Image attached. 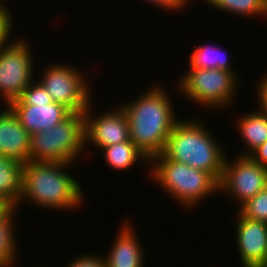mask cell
I'll list each match as a JSON object with an SVG mask.
<instances>
[{
    "instance_id": "obj_3",
    "label": "cell",
    "mask_w": 267,
    "mask_h": 267,
    "mask_svg": "<svg viewBox=\"0 0 267 267\" xmlns=\"http://www.w3.org/2000/svg\"><path fill=\"white\" fill-rule=\"evenodd\" d=\"M190 119L181 118L176 122L163 154L171 160L205 171L220 182L227 156L226 150L213 131L202 122L204 119Z\"/></svg>"
},
{
    "instance_id": "obj_13",
    "label": "cell",
    "mask_w": 267,
    "mask_h": 267,
    "mask_svg": "<svg viewBox=\"0 0 267 267\" xmlns=\"http://www.w3.org/2000/svg\"><path fill=\"white\" fill-rule=\"evenodd\" d=\"M129 219L122 221L113 246H110L109 254L105 255L106 267H144L145 250L137 237V229L133 227L135 225Z\"/></svg>"
},
{
    "instance_id": "obj_5",
    "label": "cell",
    "mask_w": 267,
    "mask_h": 267,
    "mask_svg": "<svg viewBox=\"0 0 267 267\" xmlns=\"http://www.w3.org/2000/svg\"><path fill=\"white\" fill-rule=\"evenodd\" d=\"M85 149L84 113H71L56 126L30 135L29 161L77 163Z\"/></svg>"
},
{
    "instance_id": "obj_24",
    "label": "cell",
    "mask_w": 267,
    "mask_h": 267,
    "mask_svg": "<svg viewBox=\"0 0 267 267\" xmlns=\"http://www.w3.org/2000/svg\"><path fill=\"white\" fill-rule=\"evenodd\" d=\"M103 256V257H102ZM95 255L88 252L80 255H76L70 262L65 264L64 267H106V261L104 255Z\"/></svg>"
},
{
    "instance_id": "obj_11",
    "label": "cell",
    "mask_w": 267,
    "mask_h": 267,
    "mask_svg": "<svg viewBox=\"0 0 267 267\" xmlns=\"http://www.w3.org/2000/svg\"><path fill=\"white\" fill-rule=\"evenodd\" d=\"M236 215V244L242 267H261L267 261V223Z\"/></svg>"
},
{
    "instance_id": "obj_29",
    "label": "cell",
    "mask_w": 267,
    "mask_h": 267,
    "mask_svg": "<svg viewBox=\"0 0 267 267\" xmlns=\"http://www.w3.org/2000/svg\"><path fill=\"white\" fill-rule=\"evenodd\" d=\"M261 267H267V261Z\"/></svg>"
},
{
    "instance_id": "obj_16",
    "label": "cell",
    "mask_w": 267,
    "mask_h": 267,
    "mask_svg": "<svg viewBox=\"0 0 267 267\" xmlns=\"http://www.w3.org/2000/svg\"><path fill=\"white\" fill-rule=\"evenodd\" d=\"M24 164L0 156V198L7 200L17 210L23 192Z\"/></svg>"
},
{
    "instance_id": "obj_8",
    "label": "cell",
    "mask_w": 267,
    "mask_h": 267,
    "mask_svg": "<svg viewBox=\"0 0 267 267\" xmlns=\"http://www.w3.org/2000/svg\"><path fill=\"white\" fill-rule=\"evenodd\" d=\"M24 39V36L17 37L0 50V101H4L3 106L18 99L35 79L34 56L28 39Z\"/></svg>"
},
{
    "instance_id": "obj_6",
    "label": "cell",
    "mask_w": 267,
    "mask_h": 267,
    "mask_svg": "<svg viewBox=\"0 0 267 267\" xmlns=\"http://www.w3.org/2000/svg\"><path fill=\"white\" fill-rule=\"evenodd\" d=\"M238 74L220 69H188L177 80L176 89L200 107L226 110L235 102L240 81Z\"/></svg>"
},
{
    "instance_id": "obj_18",
    "label": "cell",
    "mask_w": 267,
    "mask_h": 267,
    "mask_svg": "<svg viewBox=\"0 0 267 267\" xmlns=\"http://www.w3.org/2000/svg\"><path fill=\"white\" fill-rule=\"evenodd\" d=\"M223 53V54H222ZM227 56L226 51L220 50L217 45L201 44L195 47L193 52H190L188 69H220L229 72H236L233 65L230 63L231 58ZM232 65V66H231Z\"/></svg>"
},
{
    "instance_id": "obj_14",
    "label": "cell",
    "mask_w": 267,
    "mask_h": 267,
    "mask_svg": "<svg viewBox=\"0 0 267 267\" xmlns=\"http://www.w3.org/2000/svg\"><path fill=\"white\" fill-rule=\"evenodd\" d=\"M9 107L30 135L56 126L72 113L64 105L55 102L49 105Z\"/></svg>"
},
{
    "instance_id": "obj_27",
    "label": "cell",
    "mask_w": 267,
    "mask_h": 267,
    "mask_svg": "<svg viewBox=\"0 0 267 267\" xmlns=\"http://www.w3.org/2000/svg\"><path fill=\"white\" fill-rule=\"evenodd\" d=\"M249 156L258 164L267 168V140L253 150Z\"/></svg>"
},
{
    "instance_id": "obj_25",
    "label": "cell",
    "mask_w": 267,
    "mask_h": 267,
    "mask_svg": "<svg viewBox=\"0 0 267 267\" xmlns=\"http://www.w3.org/2000/svg\"><path fill=\"white\" fill-rule=\"evenodd\" d=\"M191 0H145V2L151 3L156 7H159L161 10H167L169 13L172 11L177 12L180 10L185 9V7H188V3H190Z\"/></svg>"
},
{
    "instance_id": "obj_22",
    "label": "cell",
    "mask_w": 267,
    "mask_h": 267,
    "mask_svg": "<svg viewBox=\"0 0 267 267\" xmlns=\"http://www.w3.org/2000/svg\"><path fill=\"white\" fill-rule=\"evenodd\" d=\"M237 211L247 219L267 223V187L249 199Z\"/></svg>"
},
{
    "instance_id": "obj_4",
    "label": "cell",
    "mask_w": 267,
    "mask_h": 267,
    "mask_svg": "<svg viewBox=\"0 0 267 267\" xmlns=\"http://www.w3.org/2000/svg\"><path fill=\"white\" fill-rule=\"evenodd\" d=\"M149 165V178L180 207L194 209L207 197L219 192V182L211 174L171 160L163 153L151 158Z\"/></svg>"
},
{
    "instance_id": "obj_9",
    "label": "cell",
    "mask_w": 267,
    "mask_h": 267,
    "mask_svg": "<svg viewBox=\"0 0 267 267\" xmlns=\"http://www.w3.org/2000/svg\"><path fill=\"white\" fill-rule=\"evenodd\" d=\"M232 160L226 156L219 182V194L226 193L232 202L238 204L239 209L267 187V168L258 164L249 155L237 154Z\"/></svg>"
},
{
    "instance_id": "obj_19",
    "label": "cell",
    "mask_w": 267,
    "mask_h": 267,
    "mask_svg": "<svg viewBox=\"0 0 267 267\" xmlns=\"http://www.w3.org/2000/svg\"><path fill=\"white\" fill-rule=\"evenodd\" d=\"M218 11L237 14L242 17L267 18V0H203Z\"/></svg>"
},
{
    "instance_id": "obj_28",
    "label": "cell",
    "mask_w": 267,
    "mask_h": 267,
    "mask_svg": "<svg viewBox=\"0 0 267 267\" xmlns=\"http://www.w3.org/2000/svg\"><path fill=\"white\" fill-rule=\"evenodd\" d=\"M14 211L15 208L7 200L0 198V223L5 221Z\"/></svg>"
},
{
    "instance_id": "obj_23",
    "label": "cell",
    "mask_w": 267,
    "mask_h": 267,
    "mask_svg": "<svg viewBox=\"0 0 267 267\" xmlns=\"http://www.w3.org/2000/svg\"><path fill=\"white\" fill-rule=\"evenodd\" d=\"M11 12L13 11H10V9L7 8L6 5H3L2 2L0 1V50L7 47L14 41L12 40L13 36H10L11 34H14L12 32L13 29L12 24H14L12 23L14 21L12 18L13 17L12 14L14 13Z\"/></svg>"
},
{
    "instance_id": "obj_20",
    "label": "cell",
    "mask_w": 267,
    "mask_h": 267,
    "mask_svg": "<svg viewBox=\"0 0 267 267\" xmlns=\"http://www.w3.org/2000/svg\"><path fill=\"white\" fill-rule=\"evenodd\" d=\"M16 210L0 223V267H14L17 263V237L15 233ZM15 216V217H14ZM16 238V239H15Z\"/></svg>"
},
{
    "instance_id": "obj_17",
    "label": "cell",
    "mask_w": 267,
    "mask_h": 267,
    "mask_svg": "<svg viewBox=\"0 0 267 267\" xmlns=\"http://www.w3.org/2000/svg\"><path fill=\"white\" fill-rule=\"evenodd\" d=\"M101 152H103L104 162L106 161L110 169L113 168L119 173L123 170L127 171L141 160L145 161L144 164L147 163V165L150 161L131 140L109 145L101 149Z\"/></svg>"
},
{
    "instance_id": "obj_1",
    "label": "cell",
    "mask_w": 267,
    "mask_h": 267,
    "mask_svg": "<svg viewBox=\"0 0 267 267\" xmlns=\"http://www.w3.org/2000/svg\"><path fill=\"white\" fill-rule=\"evenodd\" d=\"M162 86L155 84L135 97L136 100L119 105L129 121L130 140L149 160L163 153L179 120L172 96Z\"/></svg>"
},
{
    "instance_id": "obj_21",
    "label": "cell",
    "mask_w": 267,
    "mask_h": 267,
    "mask_svg": "<svg viewBox=\"0 0 267 267\" xmlns=\"http://www.w3.org/2000/svg\"><path fill=\"white\" fill-rule=\"evenodd\" d=\"M51 103H53V100L50 94L37 79H34L20 97L8 106H35V104L49 105Z\"/></svg>"
},
{
    "instance_id": "obj_2",
    "label": "cell",
    "mask_w": 267,
    "mask_h": 267,
    "mask_svg": "<svg viewBox=\"0 0 267 267\" xmlns=\"http://www.w3.org/2000/svg\"><path fill=\"white\" fill-rule=\"evenodd\" d=\"M73 165L74 163L67 162L25 163L23 192L19 204L30 202L39 209L41 207L53 211H69L81 207L85 200L83 186L70 174L71 171L67 173Z\"/></svg>"
},
{
    "instance_id": "obj_12",
    "label": "cell",
    "mask_w": 267,
    "mask_h": 267,
    "mask_svg": "<svg viewBox=\"0 0 267 267\" xmlns=\"http://www.w3.org/2000/svg\"><path fill=\"white\" fill-rule=\"evenodd\" d=\"M0 111V156L25 164L29 161L30 134L9 106Z\"/></svg>"
},
{
    "instance_id": "obj_7",
    "label": "cell",
    "mask_w": 267,
    "mask_h": 267,
    "mask_svg": "<svg viewBox=\"0 0 267 267\" xmlns=\"http://www.w3.org/2000/svg\"><path fill=\"white\" fill-rule=\"evenodd\" d=\"M73 66L68 63L49 64L46 69L43 68L41 79H36L50 94L53 102L64 105L72 113H84L93 101L90 81L84 71Z\"/></svg>"
},
{
    "instance_id": "obj_26",
    "label": "cell",
    "mask_w": 267,
    "mask_h": 267,
    "mask_svg": "<svg viewBox=\"0 0 267 267\" xmlns=\"http://www.w3.org/2000/svg\"><path fill=\"white\" fill-rule=\"evenodd\" d=\"M262 78L258 81V86L256 85V100L259 107L267 113V73L261 76ZM258 98V99H257Z\"/></svg>"
},
{
    "instance_id": "obj_15",
    "label": "cell",
    "mask_w": 267,
    "mask_h": 267,
    "mask_svg": "<svg viewBox=\"0 0 267 267\" xmlns=\"http://www.w3.org/2000/svg\"><path fill=\"white\" fill-rule=\"evenodd\" d=\"M236 125L241 140L246 144V151L243 150L239 155H249L267 140V113L259 106L249 114L242 113Z\"/></svg>"
},
{
    "instance_id": "obj_10",
    "label": "cell",
    "mask_w": 267,
    "mask_h": 267,
    "mask_svg": "<svg viewBox=\"0 0 267 267\" xmlns=\"http://www.w3.org/2000/svg\"><path fill=\"white\" fill-rule=\"evenodd\" d=\"M93 107L91 103L84 112L85 148L93 144L101 150L109 145L130 140L129 121L119 105L98 115L92 114Z\"/></svg>"
}]
</instances>
